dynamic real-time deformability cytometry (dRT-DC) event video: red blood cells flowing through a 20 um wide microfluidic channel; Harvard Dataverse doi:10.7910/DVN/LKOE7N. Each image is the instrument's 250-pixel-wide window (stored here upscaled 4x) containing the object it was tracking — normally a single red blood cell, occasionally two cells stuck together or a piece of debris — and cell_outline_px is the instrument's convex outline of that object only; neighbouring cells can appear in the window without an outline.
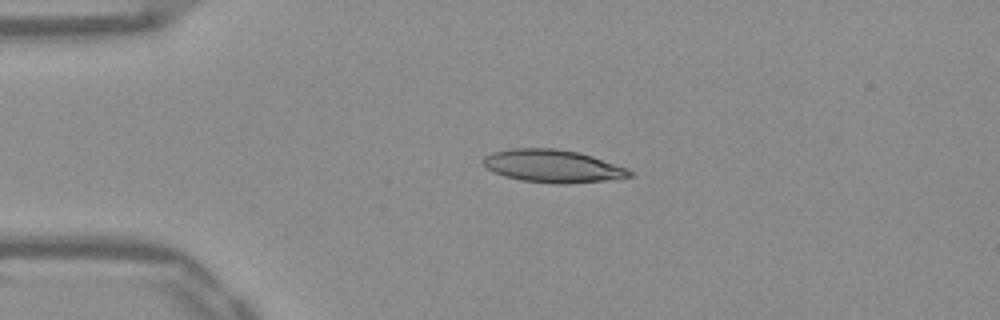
{"species": "Egyptian fruit bat (a non-hibernating species)", "species_latin": "Rousettus aegyptiacus", "temperature_condition": "warm", "stored_images_in_passage": 35, "camera_frame_rate_fps": 3000, "um_per_image_px": 0.085, "frame": {"image": 1, "passage_image": 1, "time_ms": 0.0, "image_size_px": [1000, 320], "cell_outline_px": [[636, 172], [632, 176], [616, 180], [568, 184], [552, 184], [520, 180], [504, 176], [488, 168], [480, 160], [484, 156], [492, 152], [512, 148], [556, 148], [580, 152], [628, 168]], "centroid_in_image_um": [47.05, 14.13], "position_along_channel_um": 38.0, "area_um2": 28.5}}
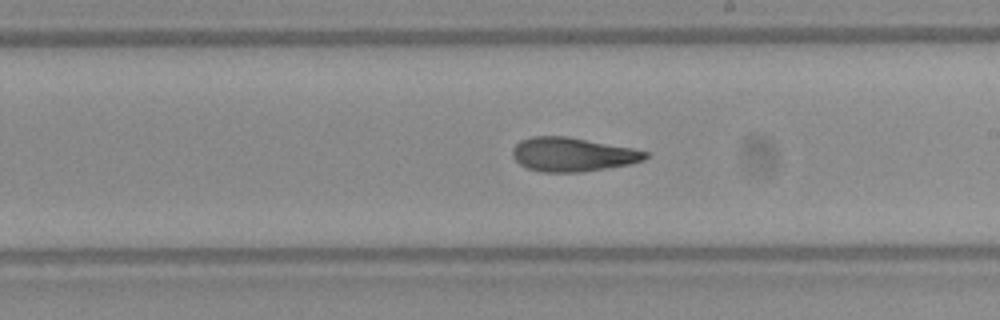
{"frame": {"image": 2, "passage_image": 19, "time_ms": 6.0, "image_size_px": [1000, 320], "cell_outline_px": [[648, 156], [644, 160], [628, 164], [580, 172], [540, 172], [528, 168], [520, 164], [512, 156], [512, 148], [520, 140], [532, 136], [568, 136], [632, 148], [648, 152]], "centroid_in_image_um": [48.63, 13.12], "position_along_channel_um": 240.4, "area_um2": 26.18}}
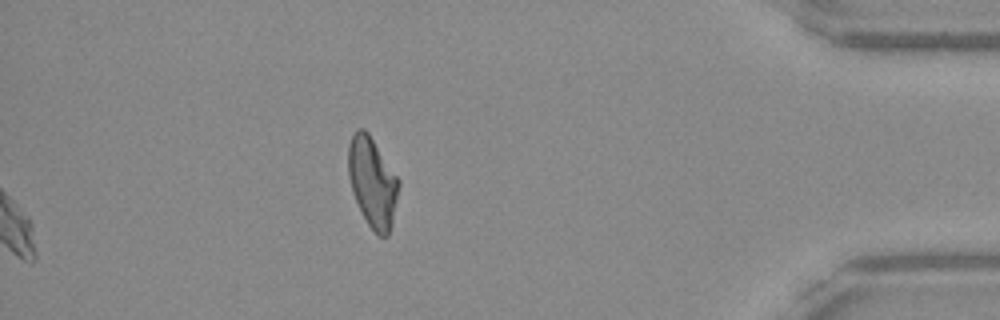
{"frame": {"image": 3, "passage_image": 35, "time_ms": 11.333, "image_size_px": [1000, 320], "cell_outline_px": [[400, 184], [392, 224], [388, 236], [380, 236], [368, 224], [352, 192], [348, 176], [348, 144], [356, 128], [364, 128], [368, 132], [400, 180]], "centroid_in_image_um": [31.66, 15.45], "position_along_channel_um": 403.5, "area_um2": 26.3}, "authors_computed_cell_mechanics": {"area_um2": 26.5302, "velocity_mm_per_s": 3.9059, "shape_relaxation_time_tau1_ms": null, "shape_relaxation_time_tau2_ms": 3.3321, "deformation_change_tau1": null, "deformation_change_tau2": 0.1196}}